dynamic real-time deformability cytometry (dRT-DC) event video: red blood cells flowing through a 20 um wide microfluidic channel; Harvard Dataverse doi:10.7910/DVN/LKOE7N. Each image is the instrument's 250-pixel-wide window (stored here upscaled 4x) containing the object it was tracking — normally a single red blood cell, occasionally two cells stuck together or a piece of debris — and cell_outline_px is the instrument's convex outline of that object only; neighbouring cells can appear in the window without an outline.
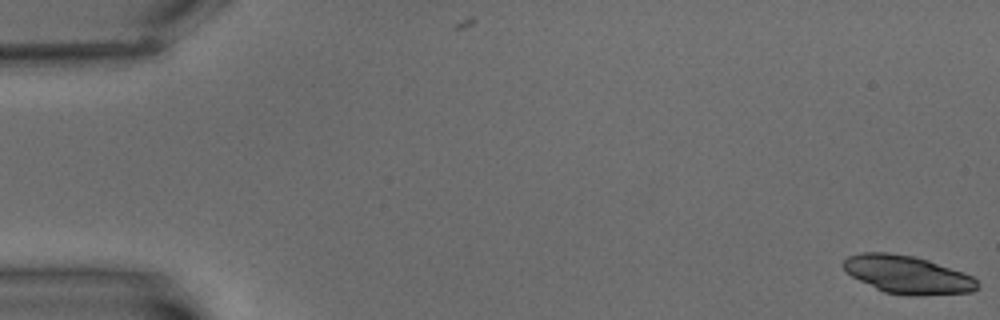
{"species": "common noctule bat (a hibernating species)", "species_latin": "Nyctalus noctula", "temperature_condition": "warm", "stored_images_in_passage": 10, "camera_frame_rate_fps": 3000, "um_per_image_px": 0.085, "animal": {"sex": "male", "body_mass_g": 15.6}, "frame": {"image": 1, "passage_image": 1, "time_ms": 0.0, "image_size_px": [1000, 320], "cell_outline_px": [[980, 288], [972, 292], [916, 296], [908, 296], [884, 292], [852, 276], [840, 264], [848, 256], [864, 252], [888, 252], [912, 256], [928, 260], [964, 272], [972, 276], [980, 284]], "centroid_in_image_um": [77.17, 23.35], "position_along_channel_um": 7.8, "area_um2": 29.71}}